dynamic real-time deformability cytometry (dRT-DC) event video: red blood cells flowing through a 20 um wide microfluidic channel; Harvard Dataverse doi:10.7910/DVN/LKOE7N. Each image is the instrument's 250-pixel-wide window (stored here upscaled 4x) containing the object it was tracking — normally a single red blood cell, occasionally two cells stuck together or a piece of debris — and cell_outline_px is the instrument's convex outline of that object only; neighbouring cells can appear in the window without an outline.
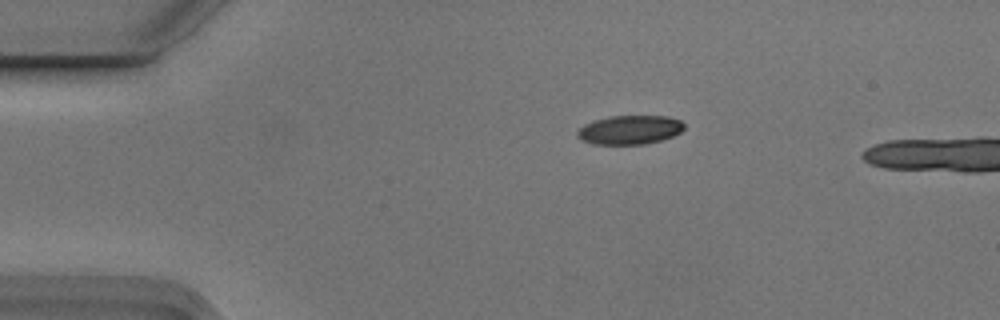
{"species": "Egyptian fruit bat (a non-hibernating species)", "species_latin": "Rousettus aegyptiacus", "temperature_condition": "cold", "stored_images_in_passage": 5, "camera_frame_rate_fps": 3000, "um_per_image_px": 0.085, "animal": {"sex": "male"}, "frame": {"image": 1, "passage_image": 1, "time_ms": 0.0, "image_size_px": [1000, 320], "cell_outline_px": [[684, 128], [680, 132], [672, 136], [660, 140], [644, 144], [592, 144], [580, 140], [576, 136], [576, 132], [584, 124], [608, 116], [664, 116], [680, 120], [684, 124]], "centroid_in_image_um": [53.49, 11.04], "position_along_channel_um": 31.5, "area_um2": 17.98}}
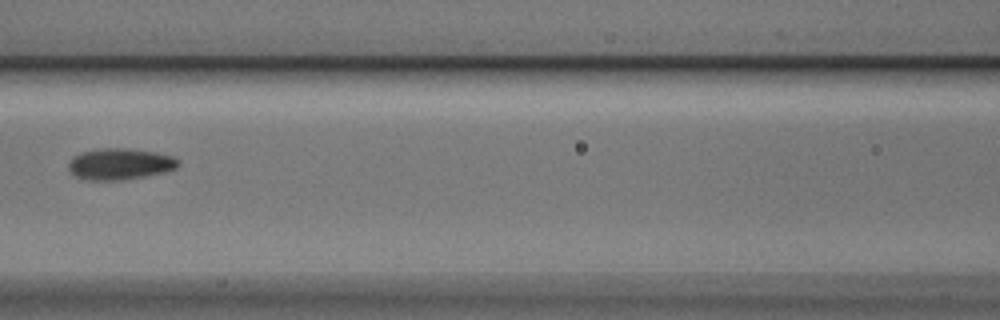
{"frame": {"image": 2, "passage_image": 5, "time_ms": 1.333, "image_size_px": [1000, 320], "cell_outline_px": [[180, 164], [176, 168], [164, 172], [124, 180], [88, 180], [76, 176], [68, 168], [68, 164], [72, 156], [84, 152], [104, 148], [124, 148], [156, 152], [172, 156], [180, 160]], "centroid_in_image_um": [10.21, 13.94], "position_along_channel_um": 156.4, "area_um2": 19.94}}